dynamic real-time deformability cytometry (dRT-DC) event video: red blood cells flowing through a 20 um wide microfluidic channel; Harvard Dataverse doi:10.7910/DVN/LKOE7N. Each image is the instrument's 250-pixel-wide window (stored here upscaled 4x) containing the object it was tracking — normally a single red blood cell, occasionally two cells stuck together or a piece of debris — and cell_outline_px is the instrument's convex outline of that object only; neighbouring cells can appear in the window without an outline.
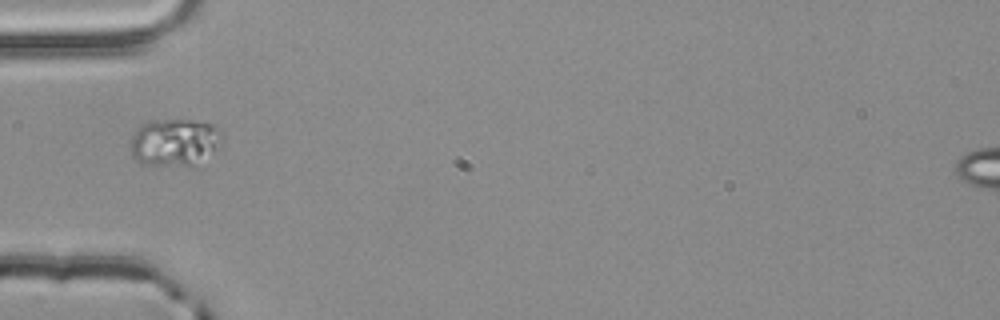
{"species": "common noctule bat (a hibernating species)", "species_latin": "Nyctalus noctula", "temperature_condition": "room temperature", "stored_images_in_passage": 1, "camera_frame_rate_fps": 3000, "um_per_image_px": 0.085, "animal": {"sex": "male", "body_mass_g": 20.4}, "frame": {"image": 1, "passage_image": 1, "time_ms": 0.0, "image_size_px": [1000, 320], "cell_outline_px": [[216, 128], [212, 148], [192, 168], [140, 164], [132, 156], [132, 136], [136, 128], [140, 124], [148, 120], [188, 120], [212, 124]], "centroid_in_image_um": [14.64, 12.12], "position_along_channel_um": 70.4, "area_um2": 24.45}}